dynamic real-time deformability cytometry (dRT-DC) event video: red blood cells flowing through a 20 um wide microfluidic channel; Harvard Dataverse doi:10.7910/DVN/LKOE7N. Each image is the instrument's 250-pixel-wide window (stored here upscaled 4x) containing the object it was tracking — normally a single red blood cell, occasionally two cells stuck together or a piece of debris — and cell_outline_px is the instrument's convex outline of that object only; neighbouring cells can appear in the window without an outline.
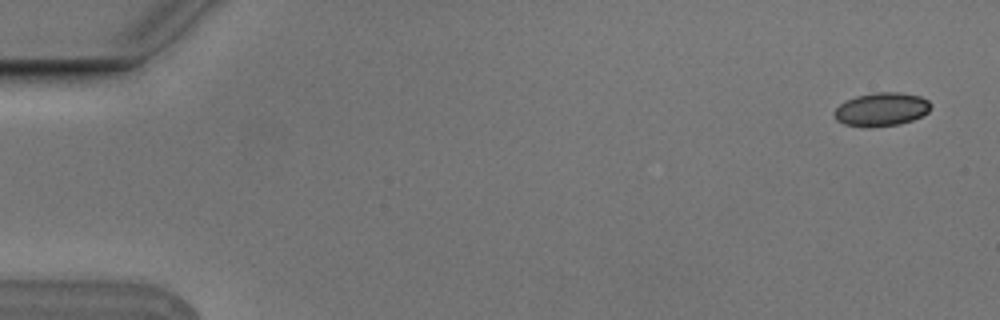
{"species": "Egyptian fruit bat (a non-hibernating species)", "species_latin": "Rousettus aegyptiacus", "temperature_condition": "cold", "stored_images_in_passage": 3, "camera_frame_rate_fps": 3000, "um_per_image_px": 0.085, "animal": {"sex": "male"}, "frame": {"image": 1, "passage_image": 1, "time_ms": 0.0, "image_size_px": [1000, 320], "cell_outline_px": [[932, 104], [928, 112], [912, 120], [900, 124], [872, 128], [864, 128], [844, 124], [836, 120], [832, 112], [844, 100], [856, 96], [872, 92], [900, 92], [920, 96], [928, 100]], "centroid_in_image_um": [74.89, 9.3], "position_along_channel_um": 10.1, "area_um2": 19.25}}